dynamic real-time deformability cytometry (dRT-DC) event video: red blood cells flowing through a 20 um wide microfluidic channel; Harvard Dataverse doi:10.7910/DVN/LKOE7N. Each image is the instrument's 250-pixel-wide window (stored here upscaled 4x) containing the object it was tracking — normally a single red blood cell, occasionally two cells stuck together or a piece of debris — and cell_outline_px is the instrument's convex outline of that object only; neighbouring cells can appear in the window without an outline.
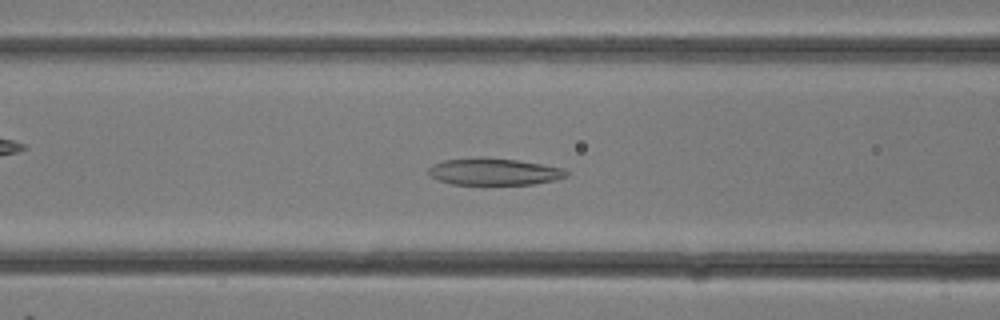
{"species": "common noctule bat (a hibernating species)", "species_latin": "Nyctalus noctula", "temperature_condition": "room temperature", "stored_images_in_passage": 29, "camera_frame_rate_fps": 3000, "um_per_image_px": 0.085, "animal": {"sex": "female"}, "frame": {"image": 1, "passage_image": 11, "time_ms": 3.333, "image_size_px": [1000, 320], "cell_outline_px": [[568, 176], [556, 180], [532, 184], [452, 184], [440, 180], [432, 176], [428, 172], [428, 168], [432, 164], [444, 160], [480, 156], [484, 156], [516, 160], [564, 168], [568, 172]], "centroid_in_image_um": [41.99, 14.57], "position_along_channel_um": 124.6, "area_um2": 21.68}}
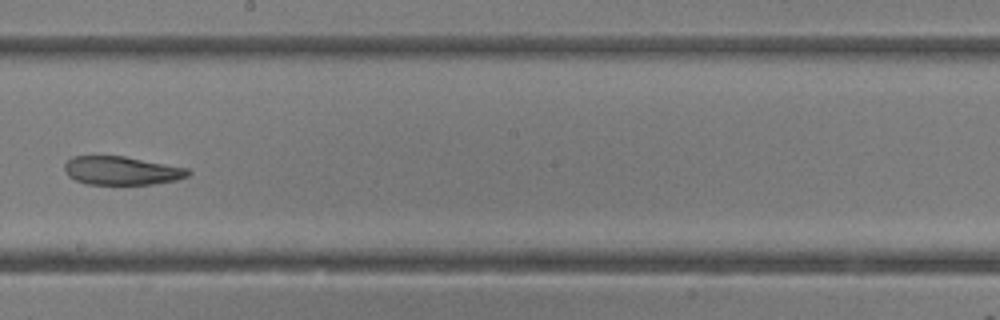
{"frame": {"image": 2, "passage_image": 16, "time_ms": 5.0, "image_size_px": [1000, 320], "cell_outline_px": [[192, 172], [188, 176], [176, 180], [152, 184], [88, 184], [76, 180], [68, 176], [64, 168], [64, 164], [72, 156], [124, 156], [188, 168]], "centroid_in_image_um": [10.34, 14.5], "position_along_channel_um": 237.9, "area_um2": 20.46}}
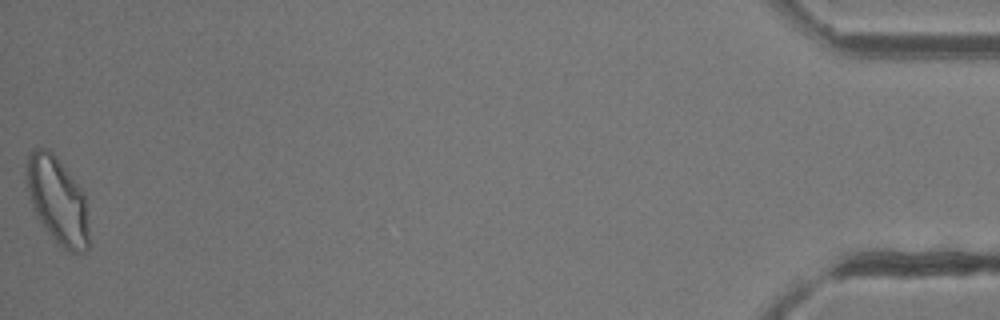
{"frame": {"image": 3, "passage_image": 29, "time_ms": 9.333, "image_size_px": [1000, 320], "cell_outline_px": [[88, 252], [72, 252], [56, 244], [40, 224], [32, 204], [28, 192], [28, 156], [32, 148], [48, 148], [56, 156], [84, 192], [88, 228]], "centroid_in_image_um": [4.9, 17.07], "position_along_channel_um": 430.3, "area_um2": 31.39}}